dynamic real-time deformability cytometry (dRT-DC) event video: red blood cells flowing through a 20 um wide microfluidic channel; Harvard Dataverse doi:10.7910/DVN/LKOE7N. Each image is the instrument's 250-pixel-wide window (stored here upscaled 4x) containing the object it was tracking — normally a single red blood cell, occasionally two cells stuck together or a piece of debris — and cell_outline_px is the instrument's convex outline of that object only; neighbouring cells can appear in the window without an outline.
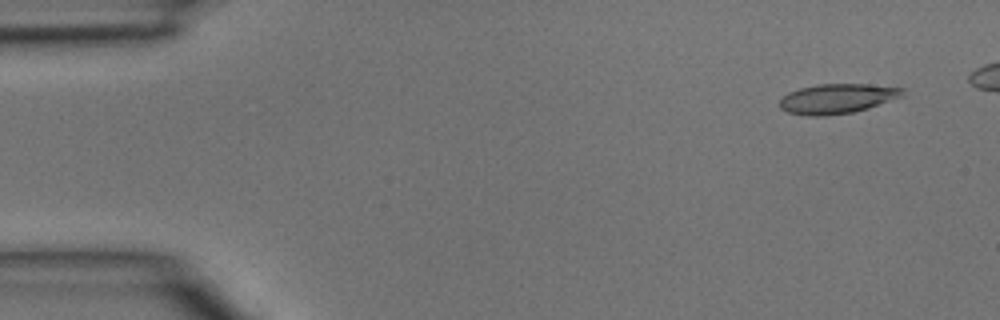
{"species": "common noctule bat (a hibernating species)", "species_latin": "Nyctalus noctula", "temperature_condition": "room temperature", "stored_images_in_passage": 5, "camera_frame_rate_fps": 3000, "um_per_image_px": 0.085, "animal": {"sex": "male", "body_mass_g": 15.6}, "frame": {"image": 1, "passage_image": 1, "time_ms": 0.0, "image_size_px": [1000, 320], "cell_outline_px": [[904, 96], [868, 108], [852, 112], [824, 116], [808, 116], [788, 112], [780, 108], [780, 96], [788, 92], [800, 88], [816, 84], [868, 84], [904, 88]], "centroid_in_image_um": [71.14, 8.38], "position_along_channel_um": 13.9, "area_um2": 21.44}}
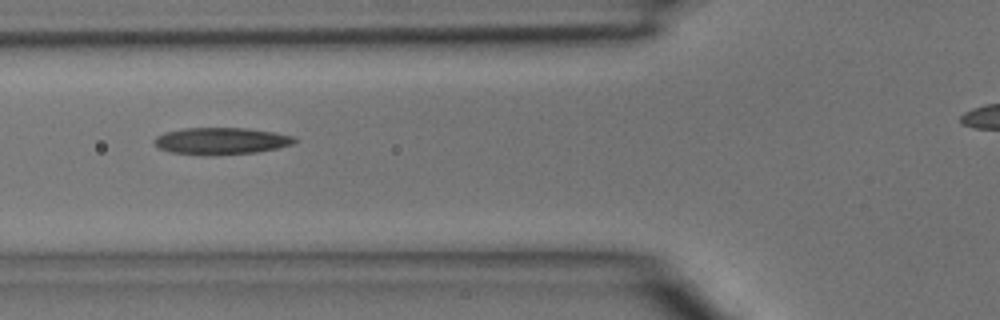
{"frame": {"image": 2, "passage_image": 5, "time_ms": 1.333, "image_size_px": [1000, 320], "cell_outline_px": [[300, 140], [292, 144], [276, 148], [256, 152], [204, 156], [172, 152], [160, 148], [152, 140], [156, 136], [164, 132], [184, 128], [248, 128], [276, 132], [292, 136]], "centroid_in_image_um": [18.8, 11.98], "position_along_channel_um": 107.0, "area_um2": 22.08}}